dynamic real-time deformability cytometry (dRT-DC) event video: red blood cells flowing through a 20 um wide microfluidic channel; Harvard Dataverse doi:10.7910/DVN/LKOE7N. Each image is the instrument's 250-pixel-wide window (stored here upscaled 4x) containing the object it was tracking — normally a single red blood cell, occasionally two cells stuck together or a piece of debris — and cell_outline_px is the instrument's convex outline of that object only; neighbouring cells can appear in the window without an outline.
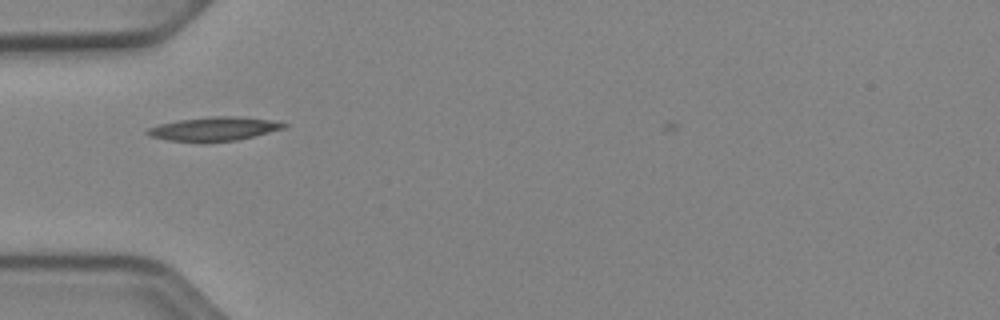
{"species": "Egyptian fruit bat (a non-hibernating species)", "species_latin": "Rousettus aegyptiacus", "temperature_condition": "cold", "stored_images_in_passage": 39, "camera_frame_rate_fps": 3000, "um_per_image_px": 0.085, "animal": {"sex": "female"}, "frame": {"image": 1, "passage_image": 6, "time_ms": 1.667, "image_size_px": [1000, 320], "cell_outline_px": [[288, 124], [284, 128], [236, 140], [204, 144], [200, 144], [168, 140], [148, 136], [144, 132], [148, 128], [160, 124], [180, 120], [212, 116], [240, 116], [268, 120]], "centroid_in_image_um": [18.1, 10.98], "position_along_channel_um": 66.9, "area_um2": 19.19}}
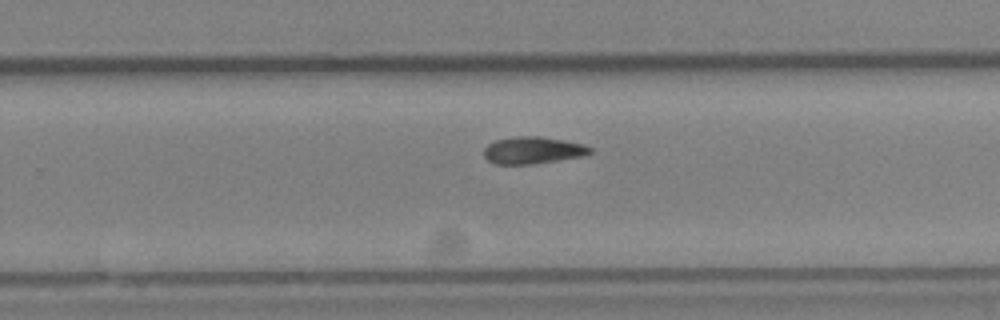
{"frame": {"image": 2, "passage_image": 23, "time_ms": 7.333, "image_size_px": [1000, 320], "cell_outline_px": [[592, 152], [584, 156], [536, 164], [492, 164], [484, 156], [484, 148], [488, 144], [496, 140], [516, 136], [540, 136], [564, 140], [584, 144], [592, 148]], "centroid_in_image_um": [45.3, 12.78], "position_along_channel_um": 284.5, "area_um2": 16.94}}
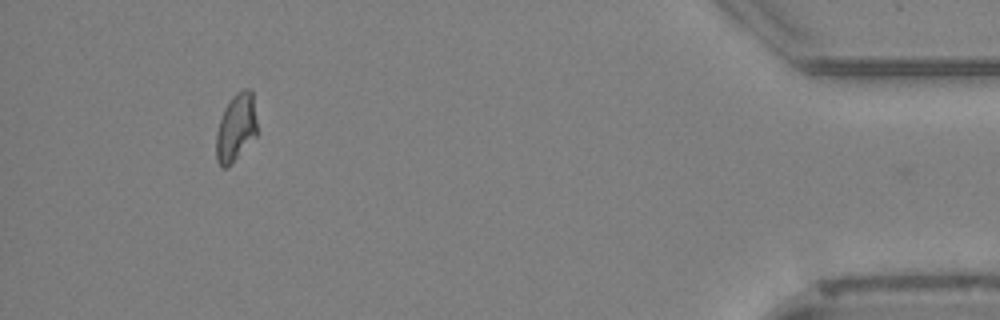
{"frame": {"image": 3, "passage_image": 38, "time_ms": 12.333, "image_size_px": [1000, 320], "cell_outline_px": [[256, 136], [232, 164], [228, 168], [220, 168], [216, 160], [216, 132], [224, 108], [232, 96], [240, 88], [252, 88], [256, 120]], "centroid_in_image_um": [20.04, 10.85], "position_along_channel_um": 415.2, "area_um2": 16.47}, "authors_computed_cell_mechanics": {"area_um2": 16.6464, "velocity_mm_per_s": 3.8803, "shape_relaxation_time_tau1_ms": 4.7638, "shape_relaxation_time_tau2_ms": null, "deformation_change_tau1": 0.1393, "deformation_change_tau2": null}}